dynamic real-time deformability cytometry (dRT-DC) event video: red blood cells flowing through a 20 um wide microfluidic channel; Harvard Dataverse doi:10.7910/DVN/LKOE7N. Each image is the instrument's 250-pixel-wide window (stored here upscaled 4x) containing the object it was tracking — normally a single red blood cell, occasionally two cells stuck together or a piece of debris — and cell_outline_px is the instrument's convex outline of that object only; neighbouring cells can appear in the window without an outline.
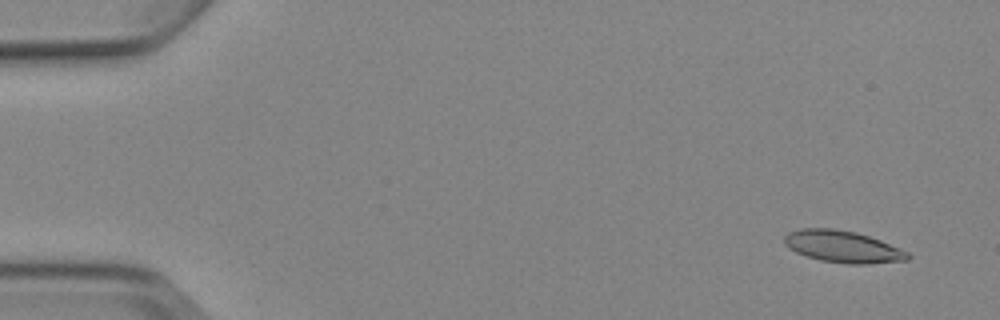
{"species": "Egyptian fruit bat (a non-hibernating species)", "species_latin": "Rousettus aegyptiacus", "temperature_condition": "cold", "stored_images_in_passage": 8, "camera_frame_rate_fps": 3000, "um_per_image_px": 0.085, "animal": {"sex": "female"}, "frame": {"image": 1, "passage_image": 2, "time_ms": 1.0, "image_size_px": [1000, 320], "cell_outline_px": [[912, 256], [908, 260], [868, 264], [848, 264], [820, 260], [796, 252], [788, 248], [784, 244], [784, 236], [788, 232], [800, 228], [832, 228], [856, 232], [880, 240], [908, 252]], "centroid_in_image_um": [71.62, 20.96], "position_along_channel_um": 13.4, "area_um2": 22.95}}
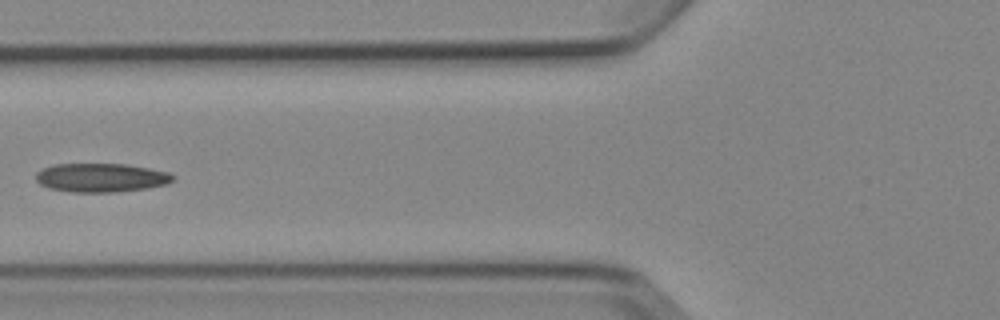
{"frame": {"image": 2, "passage_image": 7, "time_ms": 7.0, "image_size_px": [1000, 320], "cell_outline_px": [[176, 176], [168, 184], [148, 188], [116, 192], [72, 192], [48, 188], [40, 184], [36, 180], [36, 172], [44, 168], [56, 164], [124, 164], [148, 168], [168, 172]], "centroid_in_image_um": [8.6, 15.11], "position_along_channel_um": 117.2, "area_um2": 23.0}}
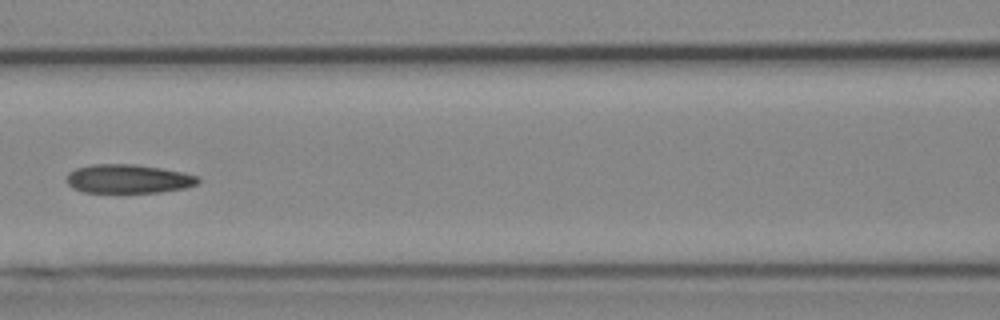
{"frame": {"image": 3, "passage_image": 8, "time_ms": 8.0, "image_size_px": [1000, 320], "cell_outline_px": [[200, 180], [196, 184], [184, 188], [160, 192], [84, 192], [72, 188], [64, 180], [68, 172], [76, 168], [92, 164], [136, 164], [160, 168], [200, 176]], "centroid_in_image_um": [10.85, 15.19], "position_along_channel_um": 155.7, "area_um2": 22.14}}